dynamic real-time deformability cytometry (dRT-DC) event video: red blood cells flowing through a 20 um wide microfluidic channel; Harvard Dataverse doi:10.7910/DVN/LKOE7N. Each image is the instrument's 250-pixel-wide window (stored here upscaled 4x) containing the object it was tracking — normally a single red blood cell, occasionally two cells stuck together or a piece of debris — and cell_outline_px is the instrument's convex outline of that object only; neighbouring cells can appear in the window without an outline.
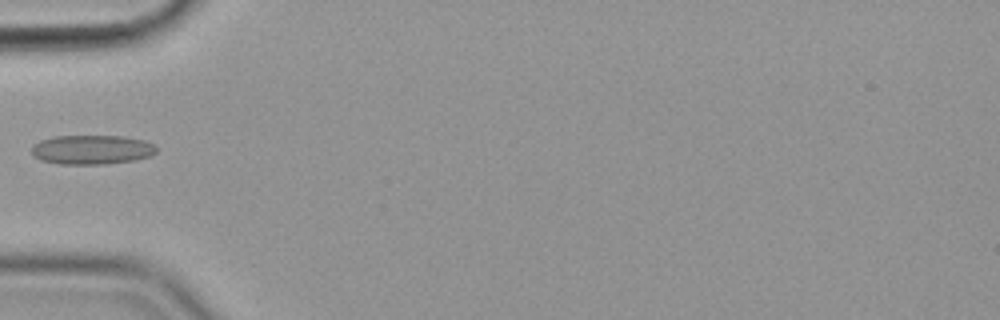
{"species": "common noctule bat (a hibernating species)", "species_latin": "Nyctalus noctula", "temperature_condition": "cold", "stored_images_in_passage": 31, "camera_frame_rate_fps": 3000, "um_per_image_px": 0.085, "animal": {"sex": "female", "body_mass_g": 19.9}, "frame": {"image": 1, "passage_image": 1, "time_ms": 0.0, "image_size_px": [1000, 320], "cell_outline_px": [[156, 152], [152, 156], [136, 160], [108, 164], [60, 164], [40, 160], [32, 152], [32, 144], [40, 140], [56, 136], [124, 136], [144, 140], [152, 144], [156, 148]], "centroid_in_image_um": [7.82, 12.72], "position_along_channel_um": 77.2, "area_um2": 21.44}}
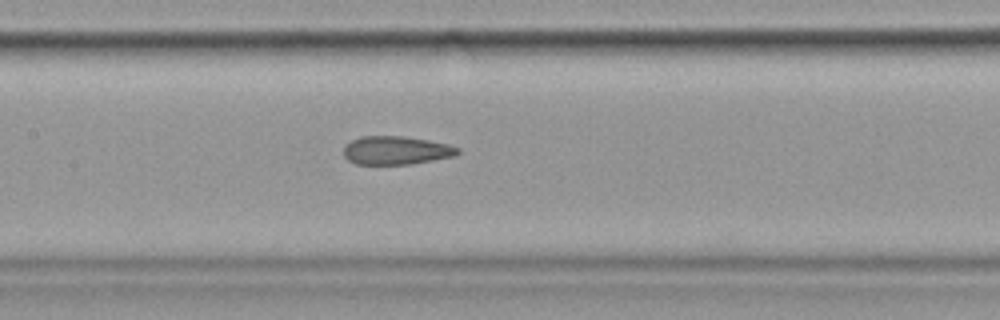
{"frame": {"image": 2, "passage_image": 9, "time_ms": 2.667, "image_size_px": [1000, 320], "cell_outline_px": [[460, 152], [456, 156], [412, 164], [356, 164], [348, 160], [344, 156], [344, 144], [360, 136], [404, 136], [428, 140], [448, 144], [460, 148]], "centroid_in_image_um": [33.68, 12.78], "position_along_channel_um": 173.7, "area_um2": 19.07}}
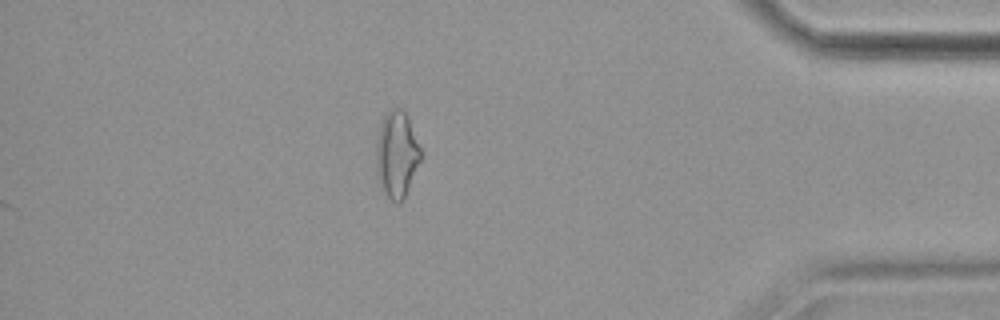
{"frame": {"image": 3, "passage_image": 31, "time_ms": 10.0, "image_size_px": [1000, 320], "cell_outline_px": [[420, 160], [404, 196], [400, 204], [396, 204], [384, 192], [380, 184], [376, 168], [376, 144], [380, 124], [388, 108], [404, 108], [408, 116], [420, 148]], "centroid_in_image_um": [33.7, 13.07], "position_along_channel_um": 401.5, "area_um2": 22.2}}